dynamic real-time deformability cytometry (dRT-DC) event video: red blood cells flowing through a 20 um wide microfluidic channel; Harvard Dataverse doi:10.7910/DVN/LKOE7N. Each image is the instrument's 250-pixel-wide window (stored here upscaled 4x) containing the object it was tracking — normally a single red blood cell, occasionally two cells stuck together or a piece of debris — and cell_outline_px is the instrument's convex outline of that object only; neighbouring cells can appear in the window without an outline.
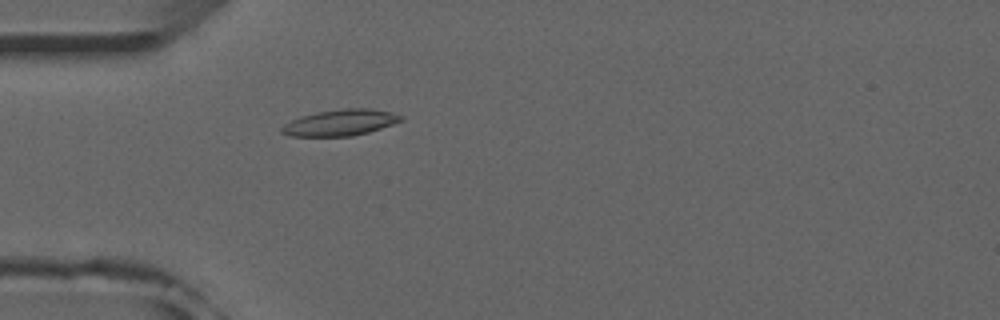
{"species": "common noctule bat (a hibernating species)", "species_latin": "Nyctalus noctula", "temperature_condition": "room temperature", "stored_images_in_passage": 53, "camera_frame_rate_fps": 3000, "um_per_image_px": 0.085, "animal": {"sex": "male", "forearm_length_mm": 52.5}, "frame": {"image": 1, "passage_image": 16, "time_ms": 5.0, "image_size_px": [1000, 320], "cell_outline_px": [[404, 120], [368, 132], [352, 136], [288, 136], [280, 132], [280, 128], [284, 124], [300, 116], [316, 112], [344, 108], [368, 108], [392, 112], [404, 116]], "centroid_in_image_um": [28.92, 10.42], "position_along_channel_um": 56.1, "area_um2": 18.26}}
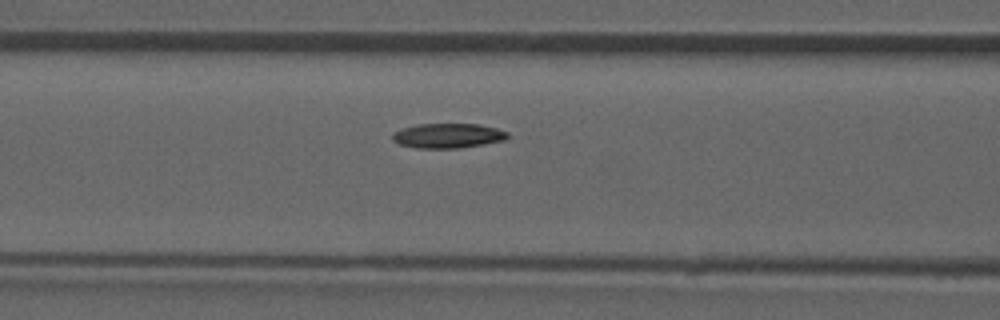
{"frame": {"image": 2, "passage_image": 22, "time_ms": 7.0, "image_size_px": [1000, 320], "cell_outline_px": [[512, 136], [504, 140], [484, 144], [460, 148], [416, 148], [400, 144], [392, 140], [392, 132], [416, 124], [480, 124], [496, 128], [508, 132]], "centroid_in_image_um": [38.09, 11.53], "position_along_channel_um": 128.5, "area_um2": 16.7}}
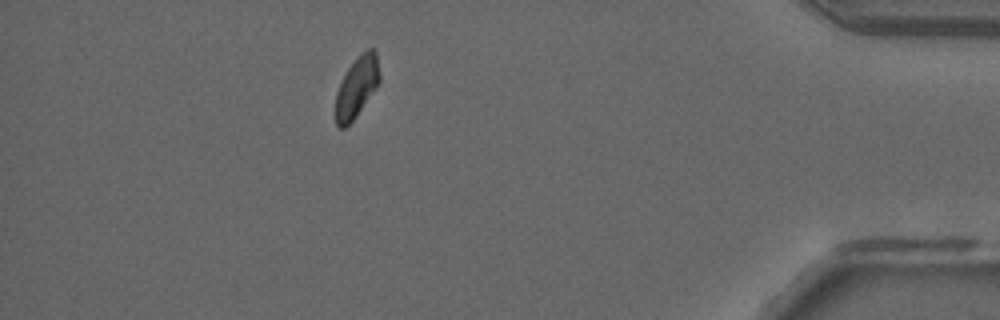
{"frame": {"image": 3, "passage_image": 47, "time_ms": 15.333, "image_size_px": [1000, 320], "cell_outline_px": [[380, 80], [376, 88], [356, 116], [344, 128], [340, 128], [336, 124], [336, 92], [348, 68], [356, 56], [360, 52], [368, 48], [376, 48], [380, 76]], "centroid_in_image_um": [30.35, 7.34], "position_along_channel_um": 404.9, "area_um2": 15.55}, "authors_computed_cell_mechanics": {"area_um2": 16.7042, "velocity_mm_per_s": 3.9137, "shape_relaxation_time_tau1_ms": 8.5063, "shape_relaxation_time_tau2_ms": null, "deformation_change_tau1": 0.1589, "deformation_change_tau2": null}}